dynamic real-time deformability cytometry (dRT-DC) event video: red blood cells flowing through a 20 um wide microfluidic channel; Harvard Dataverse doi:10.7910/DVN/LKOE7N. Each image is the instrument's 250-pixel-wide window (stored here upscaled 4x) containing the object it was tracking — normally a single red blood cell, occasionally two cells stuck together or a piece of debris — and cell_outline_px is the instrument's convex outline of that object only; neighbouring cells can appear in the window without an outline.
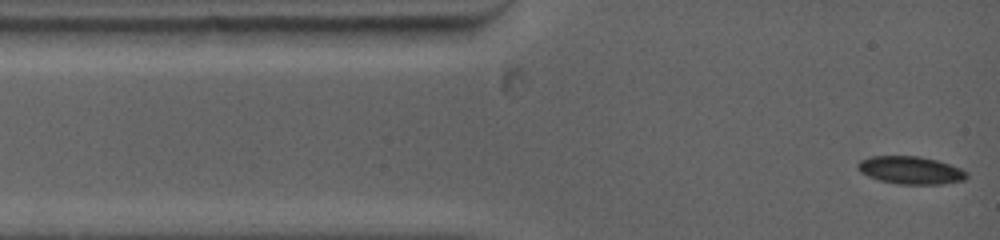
{"species": "common noctule bat (a hibernating species)", "species_latin": "Nyctalus noctula", "temperature_condition": "warm", "stored_images_in_passage": 49, "camera_frame_rate_fps": 5000, "um_per_image_px": 0.085, "animal": {"sex": "female", "body_mass_g": 19.0, "forearm_length_mm": 53.3}, "frame": {"image": 1, "passage_image": 1, "time_ms": 0.0, "image_size_px": [1000, 240], "cell_outline_px": [[968, 176], [964, 180], [944, 184], [900, 184], [880, 180], [868, 176], [860, 172], [856, 168], [856, 164], [860, 160], [872, 156], [920, 156], [936, 160], [960, 168], [968, 172]], "centroid_in_image_um": [77.39, 14.47], "position_along_channel_um": 7.6, "area_um2": 17.63}}
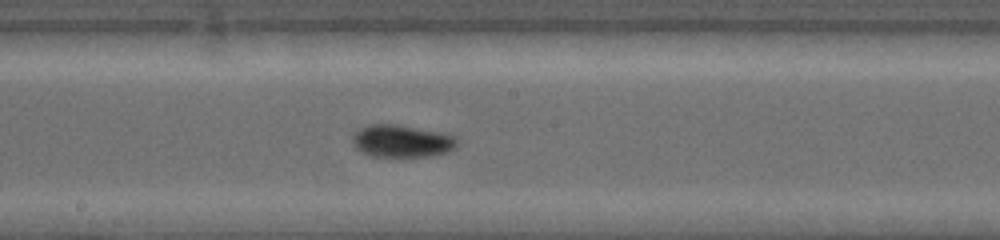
{"frame": {"image": 2, "passage_image": 22, "time_ms": 6.4, "image_size_px": [1000, 240], "cell_outline_px": [[456, 148], [448, 152], [432, 156], [372, 156], [360, 152], [356, 148], [352, 140], [352, 136], [360, 128], [368, 124], [396, 124], [440, 132], [456, 136]], "centroid_in_image_um": [34.15, 11.99], "position_along_channel_um": 214.1, "area_um2": 19.77}}
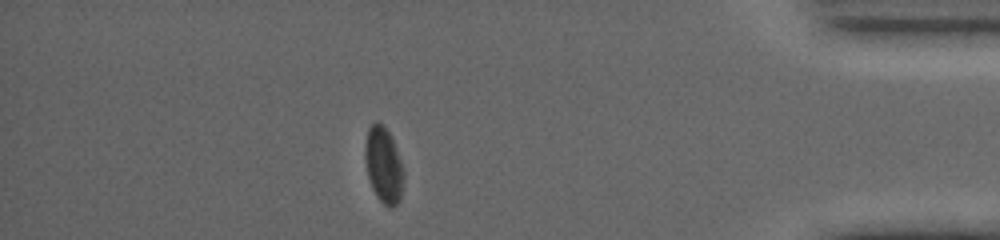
{"frame": {"image": 3, "passage_image": 42, "time_ms": 12.4, "image_size_px": [1000, 240], "cell_outline_px": [[404, 176], [400, 200], [392, 208], [388, 208], [376, 196], [372, 188], [368, 176], [364, 156], [364, 144], [368, 128], [376, 120], [388, 132], [392, 140], [404, 172]], "centroid_in_image_um": [32.58, 14.06], "position_along_channel_um": 402.6, "area_um2": 16.88}, "authors_computed_cell_mechanics": {"area_um2": 18.4382, "velocity_mm_per_s": 3.9128, "shape_relaxation_time_tau1_ms": 3.1785, "shape_relaxation_time_tau2_ms": 3.1717, "deformation_change_tau1": 0.0822, "deformation_change_tau2": 0.0413}}